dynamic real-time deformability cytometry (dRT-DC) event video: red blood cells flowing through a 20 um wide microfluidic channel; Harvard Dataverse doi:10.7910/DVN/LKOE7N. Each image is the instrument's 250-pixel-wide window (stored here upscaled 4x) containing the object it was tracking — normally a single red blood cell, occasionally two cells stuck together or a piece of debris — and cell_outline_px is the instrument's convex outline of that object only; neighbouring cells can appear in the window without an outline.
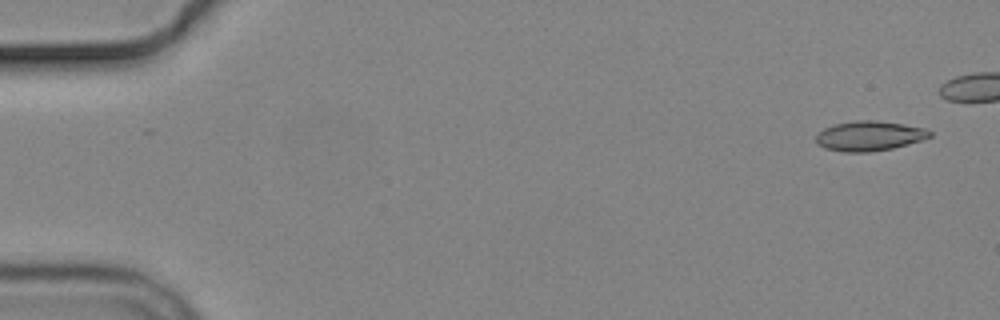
{"species": "common noctule bat (a hibernating species)", "species_latin": "Nyctalus noctula", "temperature_condition": "cold", "stored_images_in_passage": 6, "camera_frame_rate_fps": 3000, "um_per_image_px": 0.085, "animal": {"sex": "male", "body_mass_g": 19.2, "forearm_length_mm": 51.8}, "frame": {"image": 1, "passage_image": 1, "time_ms": 0.0, "image_size_px": [1000, 320], "cell_outline_px": [[932, 136], [908, 144], [892, 148], [868, 152], [844, 152], [824, 148], [816, 144], [816, 136], [824, 128], [836, 124], [856, 120], [876, 120], [904, 124], [924, 128], [932, 132]], "centroid_in_image_um": [73.88, 11.55], "position_along_channel_um": 11.1, "area_um2": 19.71}}
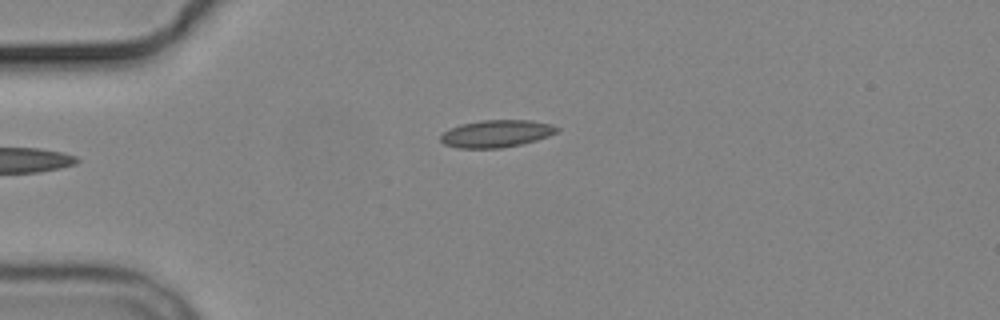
{"frame": {"image": 2, "passage_image": 6, "time_ms": 5.667, "image_size_px": [1000, 320], "cell_outline_px": [[560, 132], [536, 140], [520, 144], [500, 148], [456, 148], [444, 144], [440, 140], [440, 136], [444, 132], [460, 124], [480, 120], [532, 120], [552, 124], [560, 128]], "centroid_in_image_um": [42.22, 11.35], "position_along_channel_um": 42.8, "area_um2": 18.61}}